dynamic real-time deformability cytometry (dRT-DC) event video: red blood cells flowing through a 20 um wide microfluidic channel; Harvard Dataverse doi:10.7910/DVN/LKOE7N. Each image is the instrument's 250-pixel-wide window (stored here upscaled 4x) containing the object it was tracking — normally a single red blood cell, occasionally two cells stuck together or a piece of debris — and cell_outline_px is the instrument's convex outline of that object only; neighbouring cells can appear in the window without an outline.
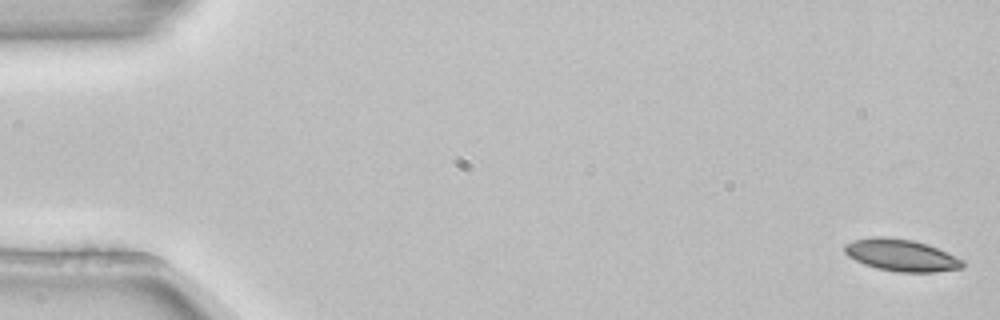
{"species": "common noctule bat (a hibernating species)", "species_latin": "Nyctalus noctula", "temperature_condition": "room temperature", "stored_images_in_passage": 5, "camera_frame_rate_fps": 3000, "um_per_image_px": 0.085, "animal": {"sex": "female", "body_mass_g": 22.7, "forearm_length_mm": 54.2}, "frame": {"image": 1, "passage_image": 1, "time_ms": 0.0, "image_size_px": [1000, 320], "cell_outline_px": [[964, 268], [936, 272], [900, 272], [876, 268], [864, 264], [848, 256], [844, 252], [844, 244], [852, 240], [872, 236], [884, 236], [912, 240], [928, 244], [964, 260]], "centroid_in_image_um": [76.6, 21.68], "position_along_channel_um": 8.4, "area_um2": 22.14}}
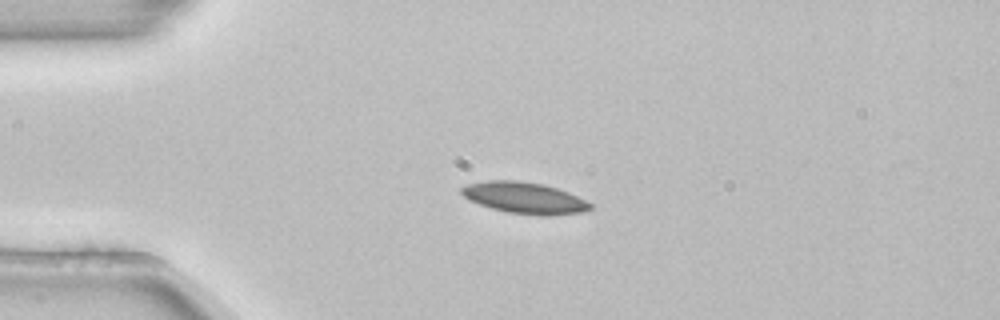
{"frame": {"image": 2, "passage_image": 4, "time_ms": 1.0, "image_size_px": [1000, 320], "cell_outline_px": [[592, 208], [584, 212], [548, 216], [540, 216], [508, 212], [492, 208], [480, 204], [464, 196], [460, 192], [460, 188], [468, 184], [488, 180], [520, 180], [544, 184], [568, 192], [592, 204]], "centroid_in_image_um": [44.6, 16.82], "position_along_channel_um": 40.4, "area_um2": 23.47}}